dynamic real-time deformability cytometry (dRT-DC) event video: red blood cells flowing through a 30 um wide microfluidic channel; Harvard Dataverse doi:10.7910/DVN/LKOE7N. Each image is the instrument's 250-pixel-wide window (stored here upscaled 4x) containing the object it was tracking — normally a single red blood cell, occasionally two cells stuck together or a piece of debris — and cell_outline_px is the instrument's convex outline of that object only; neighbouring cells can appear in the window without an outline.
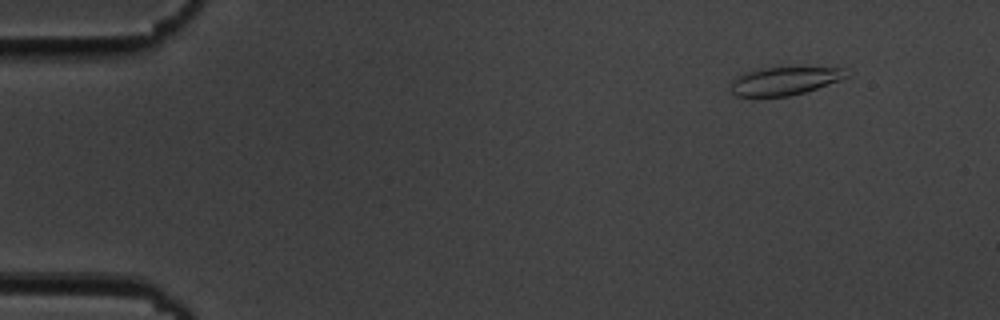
{"species": "common noctule bat (a hibernating species)", "species_latin": "Nyctalus noctula", "temperature_condition": "cold", "stored_images_in_passage": 50, "camera_frame_rate_fps": 3000, "um_per_image_px": 0.085, "animal": {"sex": "male", "body_mass_g": 19.5, "forearm_length_mm": 54.6}, "frame": {"image": 1, "passage_image": 1, "time_ms": 0.0, "image_size_px": [1000, 320], "cell_outline_px": [[852, 76], [804, 92], [788, 96], [736, 96], [732, 92], [732, 80], [748, 72], [760, 68], [804, 64], [844, 68]], "centroid_in_image_um": [66.83, 6.81], "position_along_channel_um": 18.2, "area_um2": 19.71}}
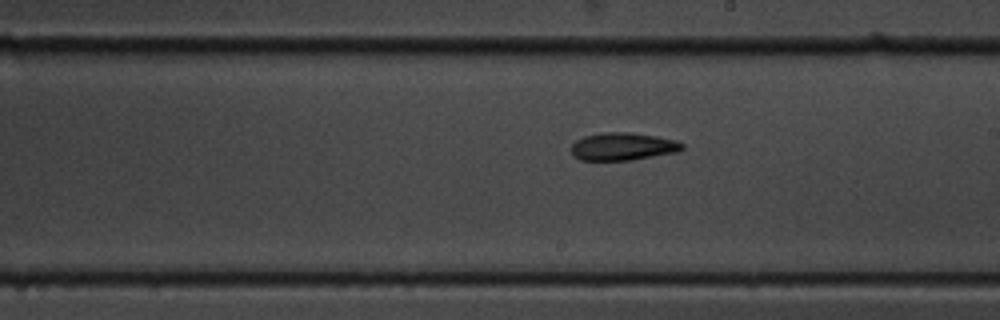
{"frame": {"image": 2, "passage_image": 27, "time_ms": 8.667, "image_size_px": [1000, 320], "cell_outline_px": [[684, 148], [676, 152], [632, 160], [580, 160], [572, 152], [572, 144], [576, 140], [584, 136], [604, 132], [632, 132], [656, 136], [676, 140], [684, 144]], "centroid_in_image_um": [52.96, 12.44], "position_along_channel_um": 236.0, "area_um2": 17.86}}
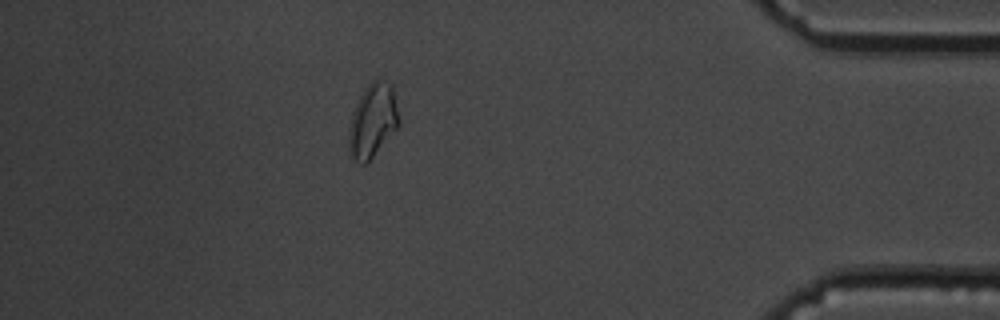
{"frame": {"image": 3, "passage_image": 44, "time_ms": 14.333, "image_size_px": [1000, 320], "cell_outline_px": [[400, 124], [372, 156], [364, 164], [360, 164], [348, 152], [348, 128], [352, 112], [364, 88], [372, 80], [380, 80], [392, 84], [400, 120]], "centroid_in_image_um": [31.66, 10.23], "position_along_channel_um": 403.5, "area_um2": 21.39}, "authors_computed_cell_mechanics": {"area_um2": 18.2359, "velocity_mm_per_s": 3.6671, "shape_relaxation_time_tau1_ms": 11.329, "shape_relaxation_time_tau2_ms": null, "deformation_change_tau1": 0.1973, "deformation_change_tau2": null}}